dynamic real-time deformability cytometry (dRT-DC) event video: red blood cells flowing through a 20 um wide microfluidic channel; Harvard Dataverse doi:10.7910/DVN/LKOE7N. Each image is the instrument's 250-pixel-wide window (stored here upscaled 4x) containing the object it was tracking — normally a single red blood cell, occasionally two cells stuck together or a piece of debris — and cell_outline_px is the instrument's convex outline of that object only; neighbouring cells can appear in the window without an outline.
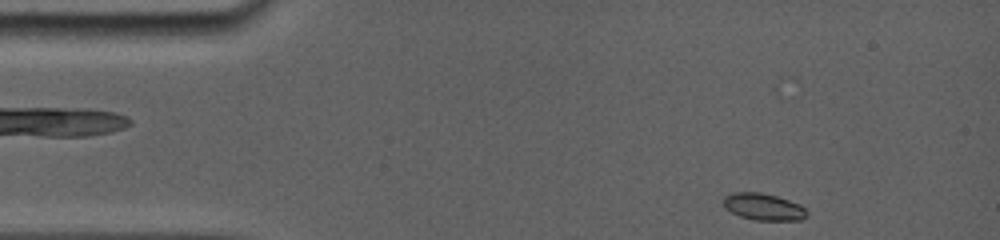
{"species": "common noctule bat (a hibernating species)", "species_latin": "Nyctalus noctula", "temperature_condition": "room temperature", "stored_images_in_passage": 44, "camera_frame_rate_fps": 5000, "um_per_image_px": 0.085, "animal": {"sex": "female", "body_mass_g": 19.0, "forearm_length_mm": 56.7}, "frame": {"image": 1, "passage_image": 2, "time_ms": 0.4, "image_size_px": [1000, 240], "cell_outline_px": [[808, 216], [800, 220], [752, 220], [740, 216], [724, 208], [724, 196], [732, 192], [760, 192], [776, 196], [800, 204], [808, 212]], "centroid_in_image_um": [64.89, 17.58], "position_along_channel_um": 20.1, "area_um2": 13.12}}
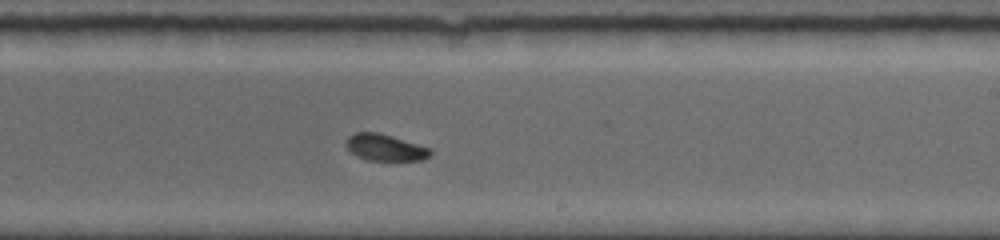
{"frame": {"image": 2, "passage_image": 27, "time_ms": 8.4, "image_size_px": [1000, 240], "cell_outline_px": [[432, 156], [424, 160], [368, 160], [356, 156], [344, 144], [348, 136], [356, 132], [380, 132], [432, 148]], "centroid_in_image_um": [32.78, 12.53], "position_along_channel_um": 256.2, "area_um2": 13.29}}
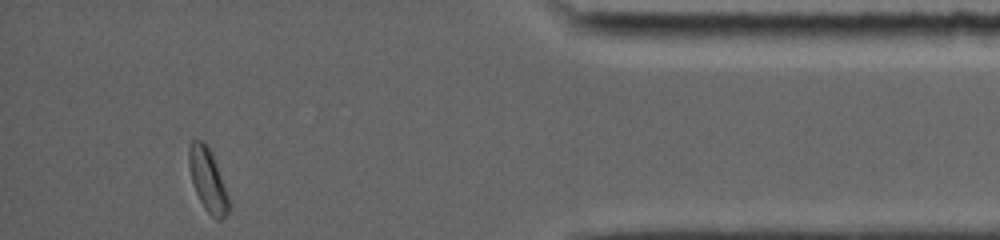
{"frame": {"image": 3, "passage_image": 44, "time_ms": 13.4, "image_size_px": [1000, 240], "cell_outline_px": [[232, 204], [228, 212], [220, 220], [216, 220], [204, 208], [196, 192], [192, 180], [188, 164], [188, 144], [192, 140], [200, 140], [208, 148], [216, 164]], "centroid_in_image_um": [17.67, 15.34], "position_along_channel_um": 417.5, "area_um2": 14.51}, "authors_computed_cell_mechanics": {"area_um2": 13.3518, "velocity_mm_per_s": 3.8615, "shape_relaxation_time_tau1_ms": 2.3422, "shape_relaxation_time_tau2_ms": null, "deformation_change_tau1": 0.0712, "deformation_change_tau2": null}}